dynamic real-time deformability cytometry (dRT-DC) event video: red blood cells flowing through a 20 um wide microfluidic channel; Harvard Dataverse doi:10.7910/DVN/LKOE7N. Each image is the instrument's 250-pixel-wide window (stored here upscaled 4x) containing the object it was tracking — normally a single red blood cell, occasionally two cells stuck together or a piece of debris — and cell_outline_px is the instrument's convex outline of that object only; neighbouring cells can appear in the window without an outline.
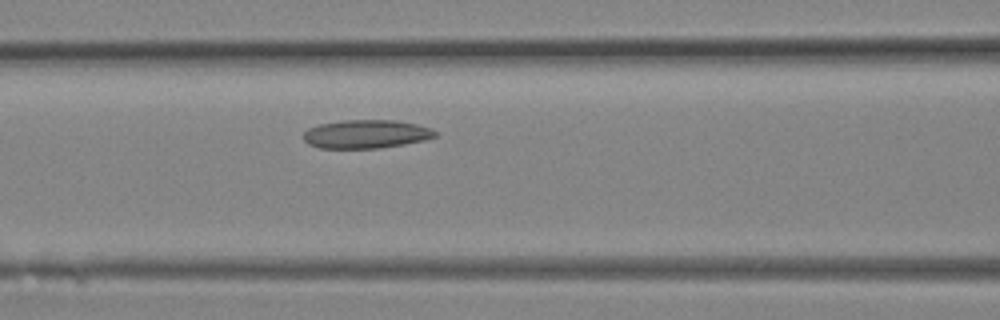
{"species": "Egyptian fruit bat (a non-hibernating species)", "species_latin": "Rousettus aegyptiacus", "temperature_condition": "room temperature", "stored_images_in_passage": 17, "segment_of_instrument_passage": [1, 2], "camera_frame_rate_fps": 3000, "um_per_image_px": 0.085, "animal": {"sex": "female"}, "frame": {"image": 1, "passage_image": 9, "time_ms": 2.667, "image_size_px": [1000, 320], "cell_outline_px": [[436, 136], [424, 140], [404, 144], [380, 148], [320, 148], [308, 144], [304, 140], [304, 132], [308, 128], [320, 124], [344, 120], [396, 120], [416, 124], [428, 128], [436, 132]], "centroid_in_image_um": [31.09, 11.4], "position_along_channel_um": 135.5, "area_um2": 21.73}}
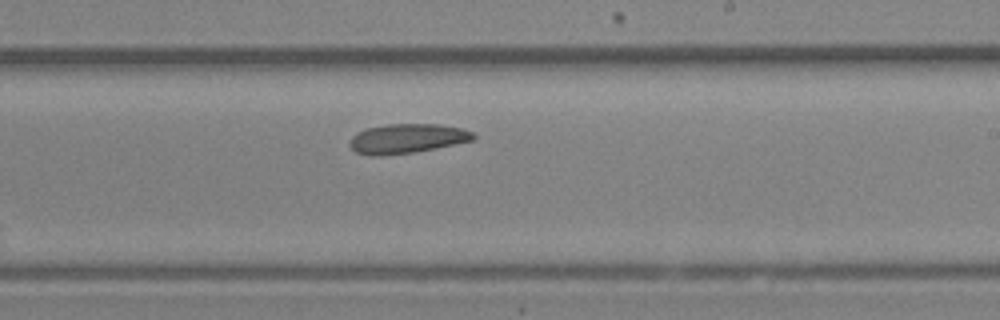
{"frame": {"image": 2, "passage_image": 14, "time_ms": 4.333, "image_size_px": [1000, 320], "cell_outline_px": [[476, 136], [472, 140], [436, 148], [416, 152], [380, 156], [368, 156], [356, 152], [348, 144], [348, 140], [356, 132], [364, 128], [388, 124], [440, 124], [460, 128], [472, 132]], "centroid_in_image_um": [34.52, 11.78], "position_along_channel_um": 254.5, "area_um2": 21.44}}
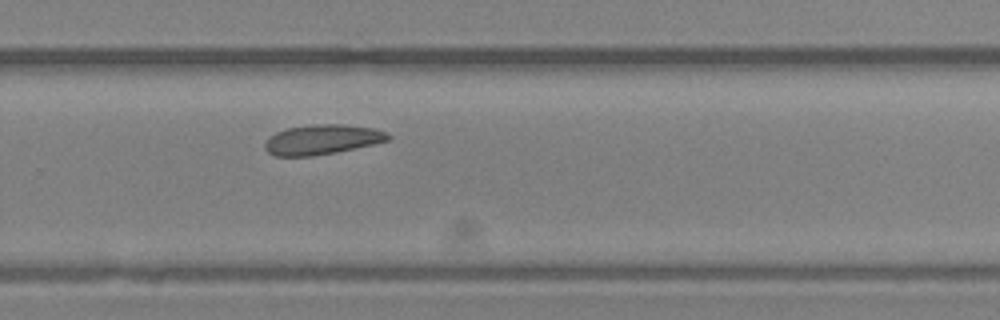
{"frame": {"image": 3, "passage_image": 16, "time_ms": 5.0, "image_size_px": [1000, 320], "cell_outline_px": [[392, 136], [388, 140], [372, 144], [336, 152], [312, 156], [272, 156], [264, 148], [264, 144], [276, 132], [288, 128], [312, 124], [344, 124], [376, 128], [388, 132]], "centroid_in_image_um": [27.4, 11.85], "position_along_channel_um": 302.4, "area_um2": 21.44}}